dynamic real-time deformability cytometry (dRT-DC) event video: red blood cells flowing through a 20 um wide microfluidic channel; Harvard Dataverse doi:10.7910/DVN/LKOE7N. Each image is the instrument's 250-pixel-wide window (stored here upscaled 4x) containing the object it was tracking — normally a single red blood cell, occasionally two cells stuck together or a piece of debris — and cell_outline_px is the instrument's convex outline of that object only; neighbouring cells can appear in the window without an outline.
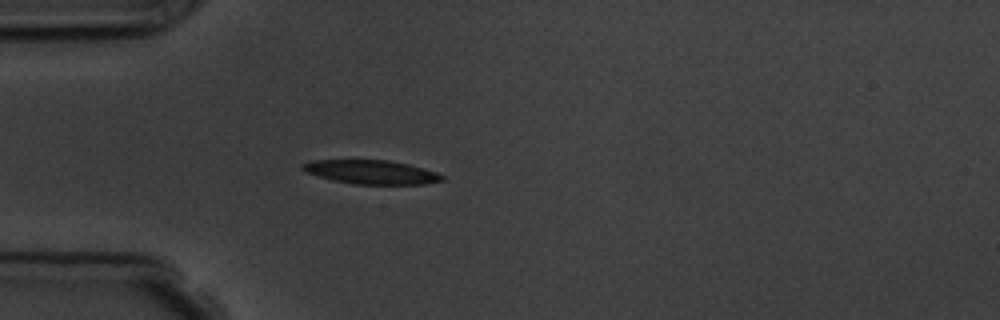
{"species": "common noctule bat (a hibernating species)", "species_latin": "Nyctalus noctula", "temperature_condition": "room temperature", "stored_images_in_passage": 4, "camera_frame_rate_fps": 3000, "um_per_image_px": 0.085, "animal": {"sex": "male", "body_mass_g": 19.5, "forearm_length_mm": 54.6}, "frame": {"image": 1, "passage_image": 4, "time_ms": 4.0, "image_size_px": [1000, 320], "cell_outline_px": [[444, 180], [424, 184], [352, 184], [332, 180], [304, 172], [300, 168], [300, 164], [312, 160], [388, 160], [408, 164], [436, 172], [444, 176]], "centroid_in_image_um": [31.51, 14.62], "position_along_channel_um": 53.5, "area_um2": 19.48}}